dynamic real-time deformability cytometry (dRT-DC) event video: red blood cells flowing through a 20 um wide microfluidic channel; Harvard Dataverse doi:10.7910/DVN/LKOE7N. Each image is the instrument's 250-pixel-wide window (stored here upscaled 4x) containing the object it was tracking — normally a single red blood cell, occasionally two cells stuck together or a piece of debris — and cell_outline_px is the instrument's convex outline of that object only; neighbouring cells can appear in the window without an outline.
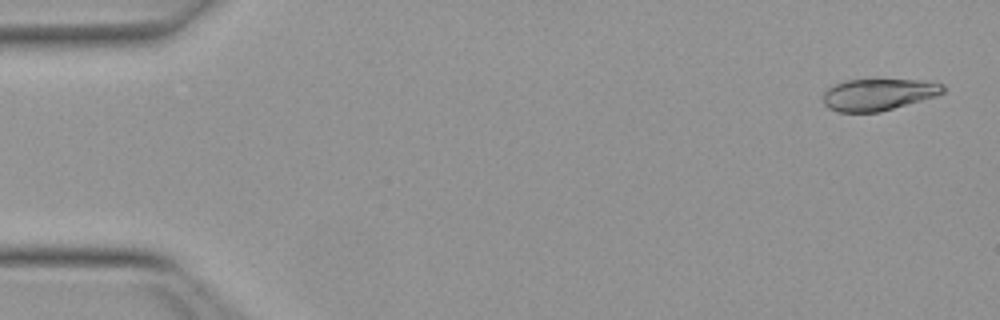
{"species": "Egyptian fruit bat (a non-hibernating species)", "species_latin": "Rousettus aegyptiacus", "temperature_condition": "warm", "stored_images_in_passage": 50, "camera_frame_rate_fps": 3000, "um_per_image_px": 0.085, "animal": {"sex": "female"}, "frame": {"image": 1, "passage_image": 1, "time_ms": 0.0, "image_size_px": [1000, 320], "cell_outline_px": [[944, 92], [936, 96], [880, 112], [836, 112], [828, 108], [824, 104], [824, 92], [832, 84], [848, 80], [920, 80], [944, 84]], "centroid_in_image_um": [74.64, 8.04], "position_along_channel_um": 10.4, "area_um2": 22.14}}
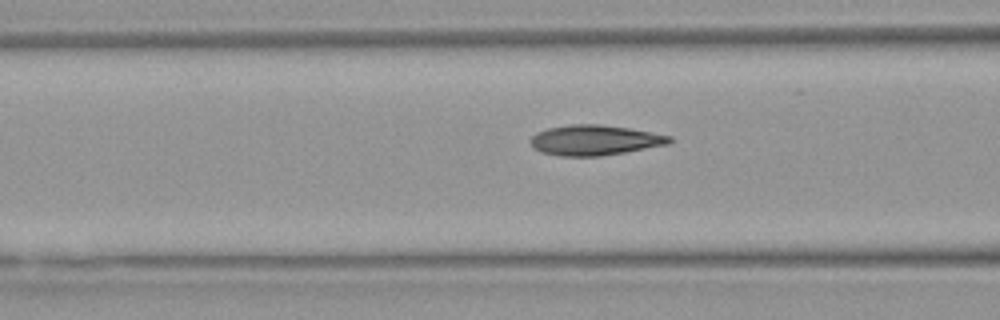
{"frame": {"image": 2, "passage_image": 19, "time_ms": 6.0, "image_size_px": [1000, 320], "cell_outline_px": [[672, 140], [668, 144], [624, 152], [600, 156], [560, 156], [540, 152], [532, 148], [528, 140], [536, 132], [548, 128], [572, 124], [600, 124], [628, 128], [672, 136]], "centroid_in_image_um": [50.48, 11.91], "position_along_channel_um": 116.1, "area_um2": 24.51}}
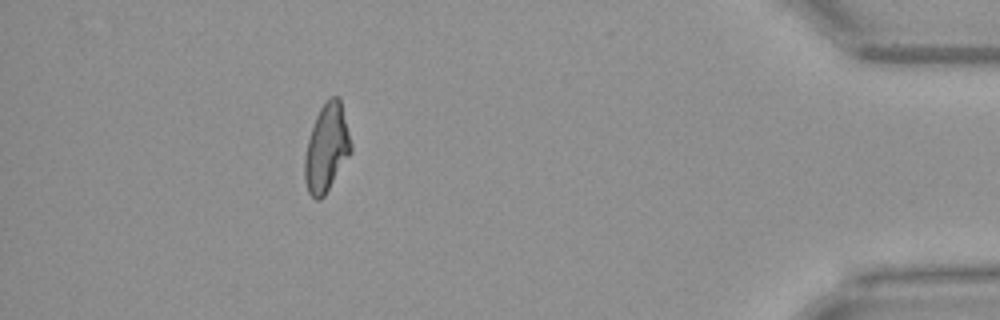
{"frame": {"image": 3, "passage_image": 45, "time_ms": 14.667, "image_size_px": [1000, 320], "cell_outline_px": [[352, 152], [324, 196], [320, 200], [316, 200], [308, 192], [304, 180], [304, 156], [308, 140], [316, 116], [320, 108], [332, 96], [336, 96], [340, 100], [352, 144]], "centroid_in_image_um": [27.75, 12.62], "position_along_channel_um": 407.4, "area_um2": 23.47}, "authors_computed_cell_mechanics": {"area_um2": 23.6691, "velocity_mm_per_s": 3.9851, "shape_relaxation_time_tau1_ms": 5.9437, "shape_relaxation_time_tau2_ms": 1.3549, "deformation_change_tau1": 0.1939, "deformation_change_tau2": 0.0761}}